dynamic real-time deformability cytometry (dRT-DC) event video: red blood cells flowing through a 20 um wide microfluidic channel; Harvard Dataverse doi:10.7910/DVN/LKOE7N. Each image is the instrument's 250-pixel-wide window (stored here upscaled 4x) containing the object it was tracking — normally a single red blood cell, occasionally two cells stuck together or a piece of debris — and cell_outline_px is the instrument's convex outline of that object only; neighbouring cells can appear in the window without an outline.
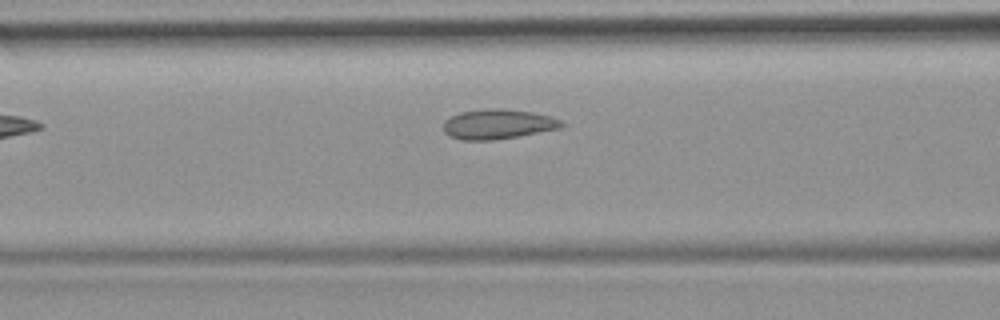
{"species": "common noctule bat (a hibernating species)", "species_latin": "Nyctalus noctula", "temperature_condition": "room temperature", "stored_images_in_passage": 5, "camera_frame_rate_fps": 3000, "um_per_image_px": 0.085, "animal": {"sex": "female", "body_mass_g": 19.9}, "frame": {"image": 1, "passage_image": 5, "time_ms": 4.667, "image_size_px": [1000, 320], "cell_outline_px": [[564, 124], [560, 128], [516, 136], [492, 140], [460, 140], [448, 136], [444, 132], [444, 120], [460, 112], [492, 108], [500, 108], [532, 112], [548, 116], [560, 120]], "centroid_in_image_um": [42.26, 10.55], "position_along_channel_um": 124.3, "area_um2": 20.29}}